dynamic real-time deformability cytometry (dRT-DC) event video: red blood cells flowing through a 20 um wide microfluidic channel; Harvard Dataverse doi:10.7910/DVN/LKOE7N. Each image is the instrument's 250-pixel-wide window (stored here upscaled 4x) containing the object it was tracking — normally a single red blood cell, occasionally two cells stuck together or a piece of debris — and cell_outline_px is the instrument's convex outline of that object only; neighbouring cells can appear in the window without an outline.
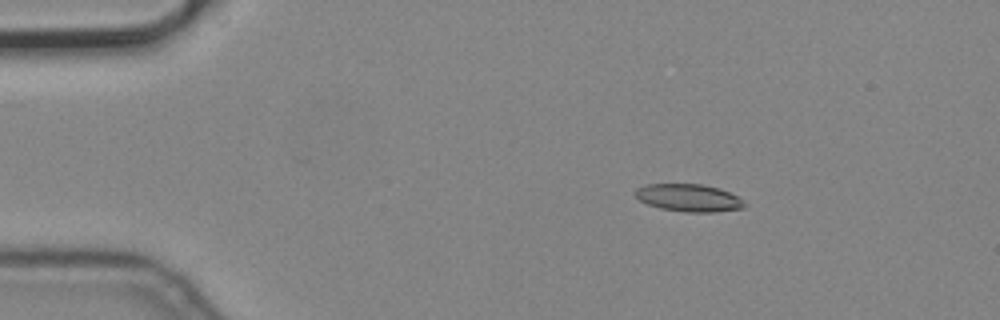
{"species": "common noctule bat (a hibernating species)", "species_latin": "Nyctalus noctula", "temperature_condition": "cold", "stored_images_in_passage": 4, "camera_frame_rate_fps": 3000, "um_per_image_px": 0.085, "animal": {"sex": "male", "body_mass_g": 19.2, "forearm_length_mm": 51.8}, "frame": {"image": 1, "passage_image": 2, "time_ms": 0.333, "image_size_px": [1000, 320], "cell_outline_px": [[744, 208], [712, 212], [684, 212], [660, 208], [648, 204], [640, 200], [632, 192], [636, 188], [644, 184], [700, 184], [720, 188], [736, 196], [744, 204]], "centroid_in_image_um": [58.48, 16.8], "position_along_channel_um": 26.5, "area_um2": 17.4}}